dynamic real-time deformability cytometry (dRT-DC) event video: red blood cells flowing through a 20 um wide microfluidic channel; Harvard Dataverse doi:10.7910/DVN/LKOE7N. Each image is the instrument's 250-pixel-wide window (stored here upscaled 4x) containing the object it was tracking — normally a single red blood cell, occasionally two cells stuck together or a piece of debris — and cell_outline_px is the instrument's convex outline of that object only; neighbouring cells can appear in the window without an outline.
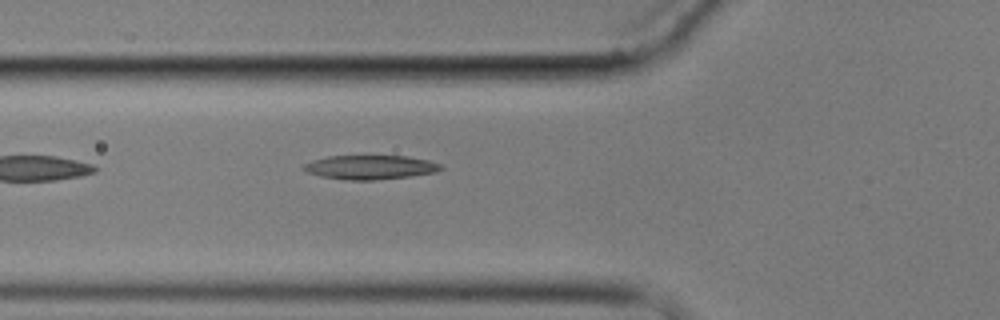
{"species": "common noctule bat (a hibernating species)", "species_latin": "Nyctalus noctula", "temperature_condition": "cold", "stored_images_in_passage": 6, "camera_frame_rate_fps": 3000, "um_per_image_px": 0.085, "animal": {"sex": "male", "body_mass_g": 17.9}, "frame": {"image": 1, "passage_image": 6, "time_ms": 6.0, "image_size_px": [1000, 320], "cell_outline_px": [[444, 168], [436, 172], [412, 176], [372, 180], [348, 180], [320, 176], [308, 172], [300, 168], [304, 164], [312, 160], [328, 156], [408, 156], [428, 160], [440, 164]], "centroid_in_image_um": [31.47, 14.21], "position_along_channel_um": 94.3, "area_um2": 19.31}}